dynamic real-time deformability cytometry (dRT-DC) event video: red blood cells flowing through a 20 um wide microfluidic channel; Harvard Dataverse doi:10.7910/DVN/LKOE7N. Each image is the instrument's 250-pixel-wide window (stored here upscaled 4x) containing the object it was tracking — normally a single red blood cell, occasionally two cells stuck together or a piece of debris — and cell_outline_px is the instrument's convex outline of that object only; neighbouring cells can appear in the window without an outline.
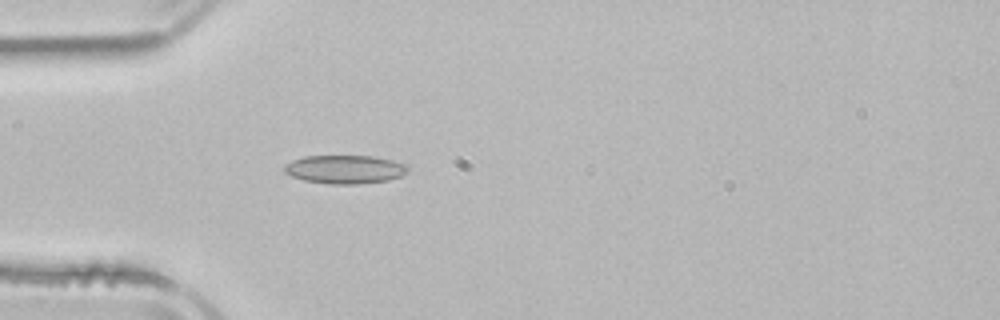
{"species": "common noctule bat (a hibernating species)", "species_latin": "Nyctalus noctula", "temperature_condition": "room temperature", "stored_images_in_passage": 4, "camera_frame_rate_fps": 3000, "um_per_image_px": 0.085, "animal": {"sex": "male", "body_mass_g": 21.5, "forearm_length_mm": 52.0}, "frame": {"image": 1, "passage_image": 4, "time_ms": 4.333, "image_size_px": [1000, 320], "cell_outline_px": [[408, 168], [400, 176], [388, 180], [360, 184], [328, 184], [304, 180], [292, 176], [284, 172], [284, 164], [292, 160], [304, 156], [372, 156], [392, 160], [404, 164]], "centroid_in_image_um": [29.26, 14.39], "position_along_channel_um": 55.7, "area_um2": 20.4}}